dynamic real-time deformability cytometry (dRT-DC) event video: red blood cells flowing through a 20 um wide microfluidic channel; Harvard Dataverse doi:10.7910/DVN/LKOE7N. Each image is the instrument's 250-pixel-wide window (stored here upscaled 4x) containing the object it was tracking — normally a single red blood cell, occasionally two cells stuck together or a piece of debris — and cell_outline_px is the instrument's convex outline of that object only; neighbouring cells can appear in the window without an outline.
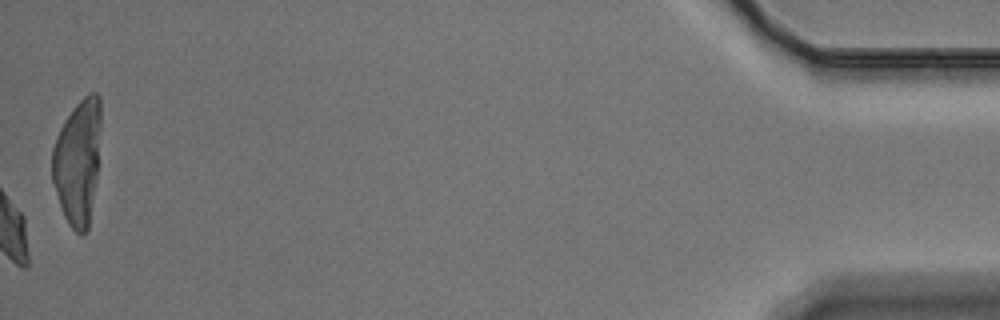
{"species": "Egyptian fruit bat (a non-hibernating species)", "species_latin": "Rousettus aegyptiacus", "temperature_condition": "warm", "stored_images_in_passage": 60, "camera_frame_rate_fps": 3000, "um_per_image_px": 0.085, "animal": {"sex": "male"}, "frame": {"image": 1, "passage_image": 60, "time_ms": 19.667, "image_size_px": [1000, 320], "cell_outline_px": [[100, 124], [96, 176], [88, 228], [80, 236], [68, 224], [64, 216], [52, 180], [52, 148], [56, 136], [60, 128], [72, 108], [88, 92], [96, 92], [100, 96]], "centroid_in_image_um": [6.59, 13.71], "position_along_channel_um": 428.6, "area_um2": 35.14}, "authors_computed_cell_mechanics": {"area_um2": 22.4264, "velocity_mm_per_s": 3.4195, "shape_relaxation_time_tau1_ms": 3.3605, "shape_relaxation_time_tau2_ms": 5.7617, "deformation_change_tau1": 0.1234, "deformation_change_tau2": 0.0894}}